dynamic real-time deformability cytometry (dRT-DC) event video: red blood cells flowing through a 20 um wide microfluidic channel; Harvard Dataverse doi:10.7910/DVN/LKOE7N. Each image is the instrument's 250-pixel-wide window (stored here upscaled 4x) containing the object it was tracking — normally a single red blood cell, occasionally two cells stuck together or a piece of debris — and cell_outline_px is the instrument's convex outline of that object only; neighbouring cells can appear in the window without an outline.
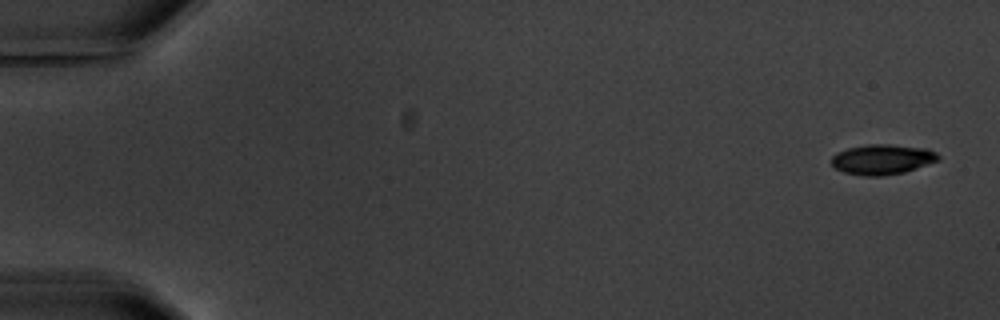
{"species": "common noctule bat (a hibernating species)", "species_latin": "Nyctalus noctula", "temperature_condition": "warm", "stored_images_in_passage": 5, "camera_frame_rate_fps": 3000, "um_per_image_px": 0.085, "animal": {"sex": "male", "body_mass_g": 20.1, "forearm_length_mm": 53.5}, "frame": {"image": 1, "passage_image": 1, "time_ms": 0.0, "image_size_px": [1000, 320], "cell_outline_px": [[940, 160], [904, 172], [880, 176], [864, 176], [844, 172], [836, 168], [828, 160], [836, 152], [848, 148], [868, 144], [888, 144], [928, 148], [936, 152], [940, 156]], "centroid_in_image_um": [74.99, 13.54], "position_along_channel_um": 10.0, "area_um2": 18.9}}
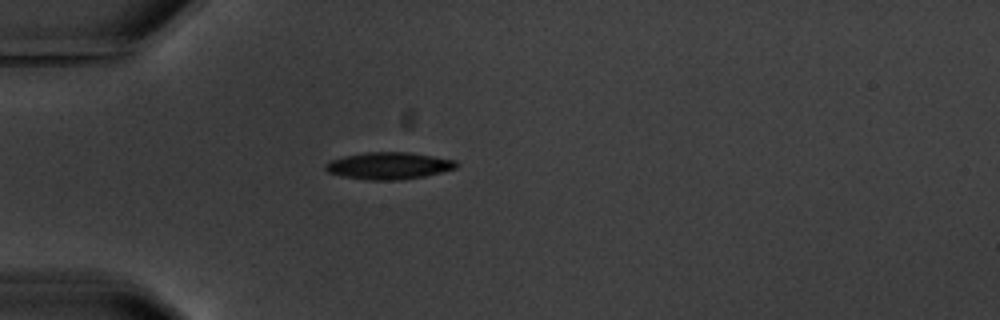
{"frame": {"image": 2, "passage_image": 5, "time_ms": 5.0, "image_size_px": [1000, 320], "cell_outline_px": [[460, 164], [456, 168], [424, 176], [400, 180], [368, 180], [344, 176], [328, 172], [324, 168], [324, 164], [332, 160], [344, 156], [368, 152], [408, 152], [456, 160]], "centroid_in_image_um": [33.06, 14.08], "position_along_channel_um": 51.9, "area_um2": 20.46}}